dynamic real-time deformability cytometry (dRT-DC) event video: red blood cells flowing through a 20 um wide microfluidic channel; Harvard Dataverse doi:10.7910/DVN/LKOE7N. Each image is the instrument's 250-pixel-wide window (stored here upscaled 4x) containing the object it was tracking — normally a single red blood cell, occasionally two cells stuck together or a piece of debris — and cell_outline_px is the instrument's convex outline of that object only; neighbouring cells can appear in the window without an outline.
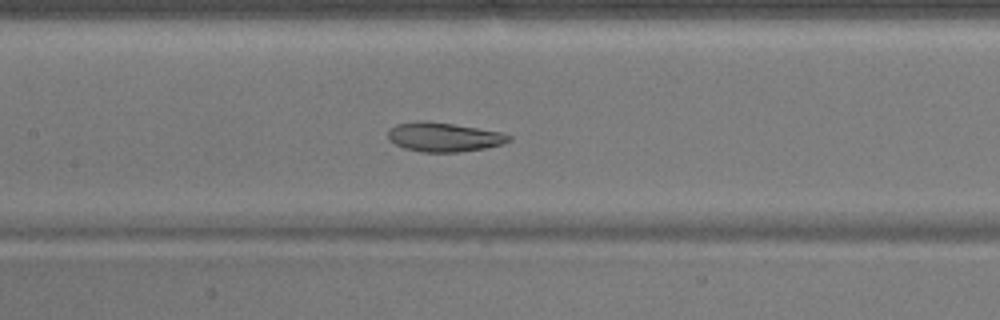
{"species": "common noctule bat (a hibernating species)", "species_latin": "Nyctalus noctula", "temperature_condition": "warm", "stored_images_in_passage": 50, "camera_frame_rate_fps": 3000, "um_per_image_px": 0.085, "animal": {"sex": "male", "body_mass_g": 17.9}, "frame": {"image": 1, "passage_image": 23, "time_ms": 7.333, "image_size_px": [1000, 320], "cell_outline_px": [[512, 140], [500, 144], [484, 148], [456, 152], [424, 152], [404, 148], [388, 140], [388, 128], [396, 124], [420, 120], [424, 120], [452, 124], [500, 132], [512, 136]], "centroid_in_image_um": [37.67, 11.64], "position_along_channel_um": 169.7, "area_um2": 20.4}}
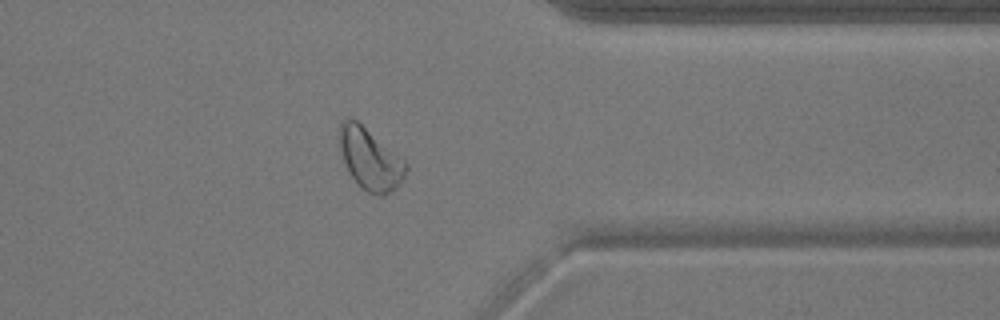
{"frame": {"image": 2, "passage_image": 40, "time_ms": 13.0, "image_size_px": [1000, 320], "cell_outline_px": [[408, 168], [400, 184], [396, 188], [380, 196], [376, 196], [368, 192], [348, 172], [344, 164], [340, 152], [340, 120], [348, 116], [352, 116], [404, 160], [408, 164]], "centroid_in_image_um": [31.44, 13.48], "position_along_channel_um": 380.0, "area_um2": 23.64}}
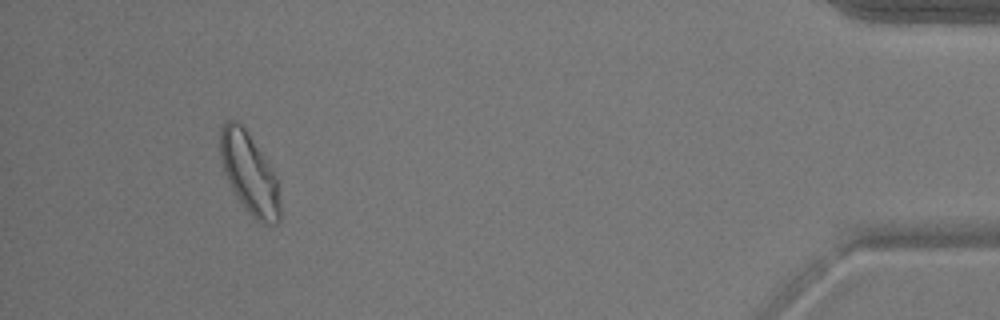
{"frame": {"image": 3, "passage_image": 47, "time_ms": 15.333, "image_size_px": [1000, 320], "cell_outline_px": [[280, 220], [276, 224], [260, 224], [244, 208], [236, 196], [228, 180], [220, 156], [220, 128], [224, 120], [236, 120], [244, 128], [276, 176], [280, 204]], "centroid_in_image_um": [21.19, 14.77], "position_along_channel_um": 414.0, "area_um2": 27.74}, "authors_computed_cell_mechanics": {"area_um2": 23.6113, "velocity_mm_per_s": 3.8776, "shape_relaxation_time_tau1_ms": 4.1245, "shape_relaxation_time_tau2_ms": 2.29, "deformation_change_tau1": 0.1182, "deformation_change_tau2": 0.085}}